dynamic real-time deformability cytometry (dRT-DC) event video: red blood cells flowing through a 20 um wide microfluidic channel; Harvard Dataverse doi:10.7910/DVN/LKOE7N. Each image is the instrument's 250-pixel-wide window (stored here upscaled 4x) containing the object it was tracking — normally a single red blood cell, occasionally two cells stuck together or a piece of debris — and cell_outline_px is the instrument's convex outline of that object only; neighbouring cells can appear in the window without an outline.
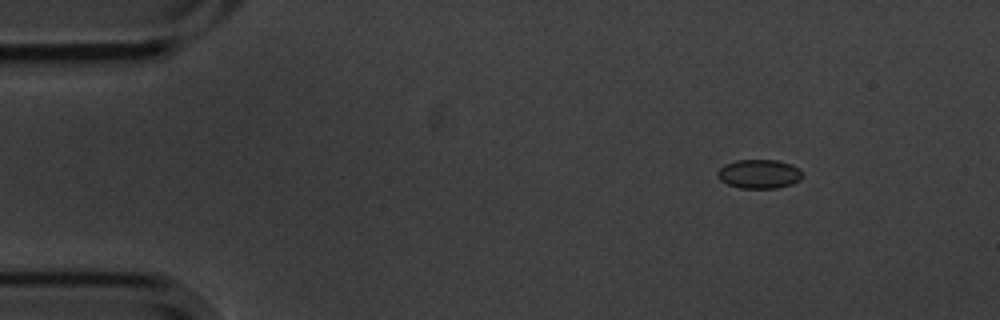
{"species": "common noctule bat (a hibernating species)", "species_latin": "Nyctalus noctula", "temperature_condition": "cold", "stored_images_in_passage": 6, "camera_frame_rate_fps": 3000, "um_per_image_px": 0.085, "animal": {"sex": "male", "body_mass_g": 20.1, "forearm_length_mm": 53.5}, "frame": {"image": 1, "passage_image": 2, "time_ms": 0.333, "image_size_px": [1000, 320], "cell_outline_px": [[804, 176], [800, 180], [792, 184], [776, 188], [740, 188], [728, 184], [720, 180], [716, 176], [716, 172], [724, 164], [736, 160], [776, 160], [792, 164], [800, 168], [804, 172]], "centroid_in_image_um": [64.55, 14.78], "position_along_channel_um": 20.4, "area_um2": 14.62}}